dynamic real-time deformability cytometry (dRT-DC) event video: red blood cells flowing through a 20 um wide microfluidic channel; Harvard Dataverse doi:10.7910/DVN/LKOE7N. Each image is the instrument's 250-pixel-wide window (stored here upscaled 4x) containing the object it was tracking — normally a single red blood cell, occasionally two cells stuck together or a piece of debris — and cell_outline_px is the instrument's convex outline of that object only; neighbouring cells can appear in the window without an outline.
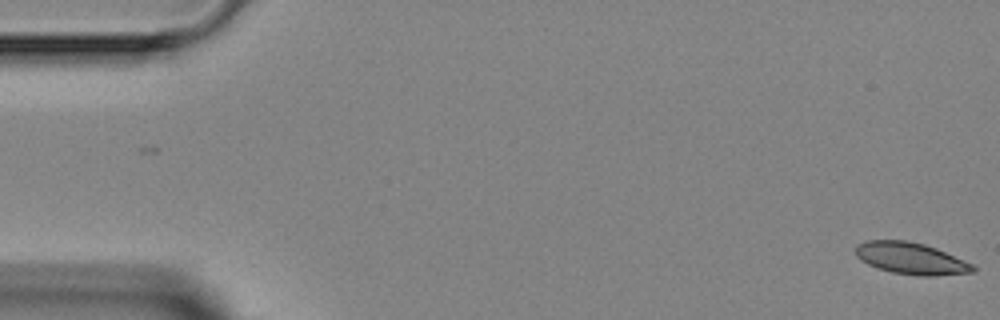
{"species": "Egyptian fruit bat (a non-hibernating species)", "species_latin": "Rousettus aegyptiacus", "temperature_condition": "room temperature", "stored_images_in_passage": 5, "segment_of_instrument_passage": [1, 2], "camera_frame_rate_fps": 3000, "um_per_image_px": 0.085, "animal": {"sex": "female"}, "frame": {"image": 1, "passage_image": 1, "time_ms": 0.0, "image_size_px": [1000, 320], "cell_outline_px": [[976, 272], [932, 276], [920, 276], [892, 272], [868, 264], [860, 260], [856, 256], [856, 244], [864, 240], [908, 240], [924, 244], [936, 248], [964, 260], [972, 264], [976, 268]], "centroid_in_image_um": [77.43, 21.95], "position_along_channel_um": 7.6, "area_um2": 21.73}}
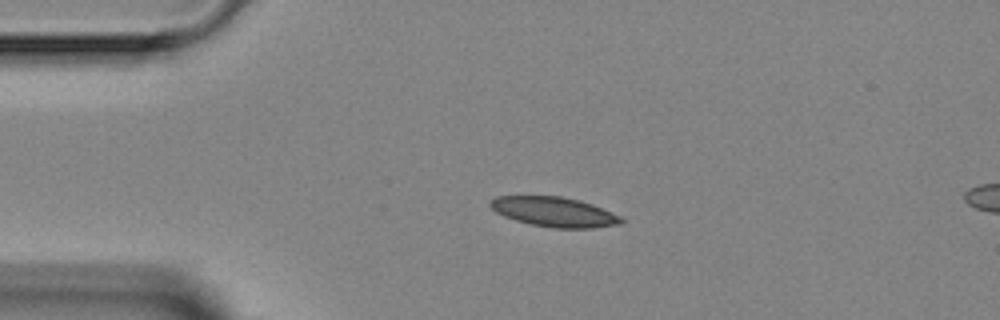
{"frame": {"image": 2, "passage_image": 3, "time_ms": 3.333, "image_size_px": [1000, 320], "cell_outline_px": [[624, 220], [620, 224], [592, 228], [552, 228], [532, 224], [516, 220], [504, 216], [496, 212], [488, 204], [496, 196], [560, 196], [580, 200], [592, 204], [612, 212], [620, 216]], "centroid_in_image_um": [47.12, 18.01], "position_along_channel_um": 37.9, "area_um2": 22.6}}